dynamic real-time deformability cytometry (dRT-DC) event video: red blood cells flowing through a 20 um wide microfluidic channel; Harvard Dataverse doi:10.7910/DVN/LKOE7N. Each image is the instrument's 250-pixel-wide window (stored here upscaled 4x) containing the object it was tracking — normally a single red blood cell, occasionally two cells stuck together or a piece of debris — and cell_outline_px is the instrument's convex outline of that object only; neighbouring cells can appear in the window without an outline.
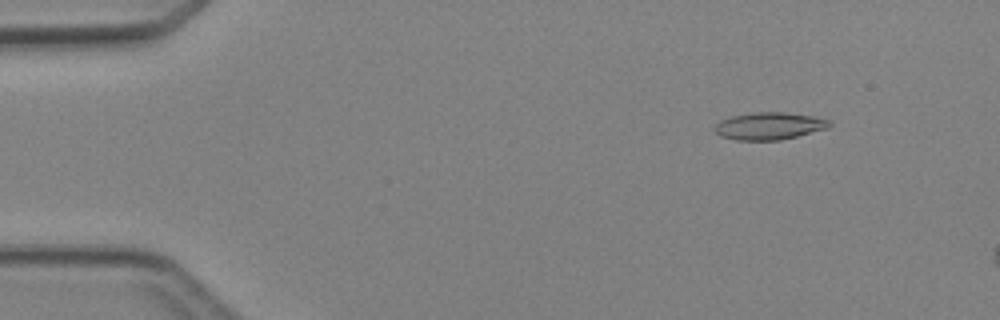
{"species": "Egyptian fruit bat (a non-hibernating species)", "species_latin": "Rousettus aegyptiacus", "temperature_condition": "cold", "stored_images_in_passage": 3, "camera_frame_rate_fps": 3000, "um_per_image_px": 0.085, "animal": {"sex": "female"}, "frame": {"image": 1, "passage_image": 1, "time_ms": 0.0, "image_size_px": [1000, 320], "cell_outline_px": [[832, 124], [828, 128], [780, 140], [736, 140], [720, 136], [716, 132], [716, 124], [720, 120], [732, 116], [752, 112], [784, 112], [812, 116], [832, 120]], "centroid_in_image_um": [65.4, 10.7], "position_along_channel_um": 19.6, "area_um2": 18.21}}